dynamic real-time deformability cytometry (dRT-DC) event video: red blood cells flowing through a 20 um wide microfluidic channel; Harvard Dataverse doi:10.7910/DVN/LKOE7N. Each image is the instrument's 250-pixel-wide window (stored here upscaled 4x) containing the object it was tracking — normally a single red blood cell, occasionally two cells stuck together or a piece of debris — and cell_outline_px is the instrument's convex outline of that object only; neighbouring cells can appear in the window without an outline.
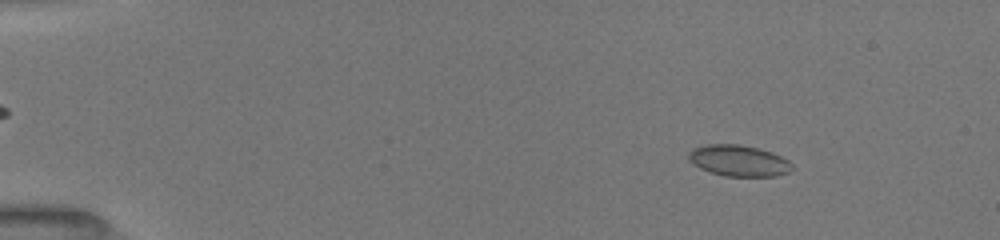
{"species": "common noctule bat (a hibernating species)", "species_latin": "Nyctalus noctula", "temperature_condition": "room temperature", "stored_images_in_passage": 26, "camera_frame_rate_fps": 3000, "um_per_image_px": 0.085, "animal": {"sex": "female", "body_mass_g": 19.5, "forearm_length_mm": 54.1}, "frame": {"image": 1, "passage_image": 3, "time_ms": 1.667, "image_size_px": [1000, 240], "cell_outline_px": [[792, 172], [776, 176], [724, 176], [700, 168], [692, 164], [688, 160], [688, 152], [692, 148], [704, 144], [740, 144], [772, 152], [788, 160], [792, 164]], "centroid_in_image_um": [62.77, 13.65], "position_along_channel_um": 22.2, "area_um2": 18.96}}
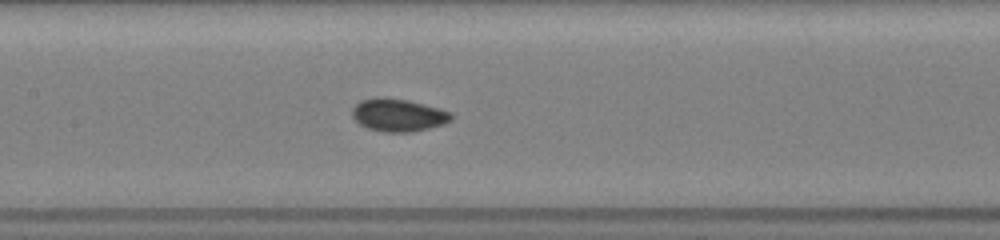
{"frame": {"image": 2, "passage_image": 12, "time_ms": 8.0, "image_size_px": [1000, 240], "cell_outline_px": [[452, 120], [444, 124], [412, 132], [384, 132], [368, 128], [360, 124], [352, 116], [352, 108], [360, 100], [376, 96], [384, 96], [408, 100], [440, 108], [452, 112]], "centroid_in_image_um": [33.85, 9.76], "position_along_channel_um": 173.6, "area_um2": 19.13}}
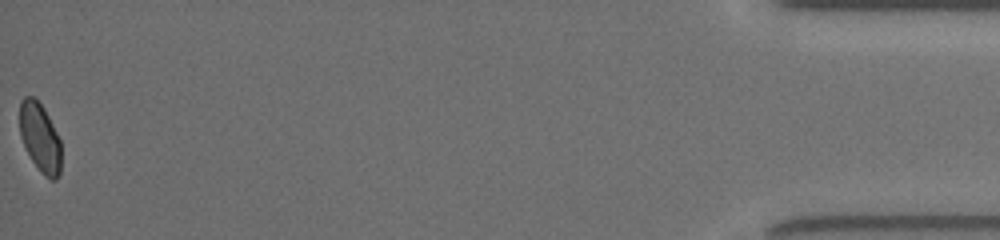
{"frame": {"image": 3, "passage_image": 26, "time_ms": 16.667, "image_size_px": [1000, 240], "cell_outline_px": [[60, 172], [56, 180], [52, 180], [44, 176], [40, 172], [32, 160], [20, 136], [20, 100], [24, 96], [32, 96], [44, 108], [60, 140]], "centroid_in_image_um": [3.39, 11.7], "position_along_channel_um": 431.8, "area_um2": 16.47}, "authors_computed_cell_mechanics": {"area_um2": 18.207, "velocity_mm_per_s": 4.0049, "shape_relaxation_time_tau1_ms": null, "shape_relaxation_time_tau2_ms": 1.6394, "deformation_change_tau1": null, "deformation_change_tau2": 0.0308}}